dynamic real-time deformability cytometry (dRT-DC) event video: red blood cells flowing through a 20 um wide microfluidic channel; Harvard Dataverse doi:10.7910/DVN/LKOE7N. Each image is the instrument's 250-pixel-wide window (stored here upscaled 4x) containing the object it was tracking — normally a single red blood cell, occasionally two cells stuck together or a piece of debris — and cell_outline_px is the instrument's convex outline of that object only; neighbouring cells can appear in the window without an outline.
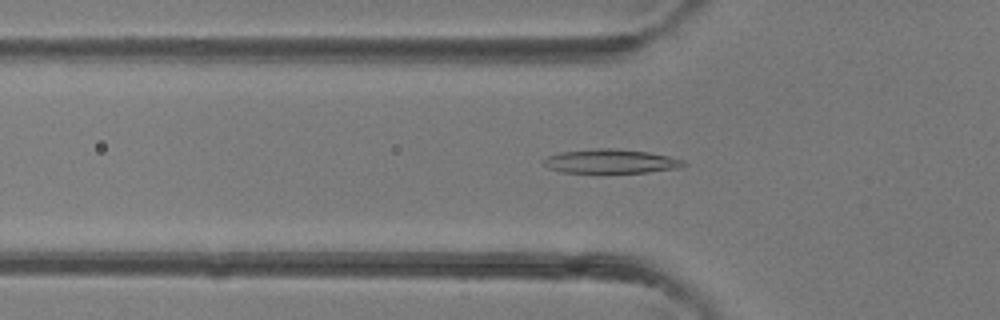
{"species": "common noctule bat (a hibernating species)", "species_latin": "Nyctalus noctula", "temperature_condition": "room temperature", "stored_images_in_passage": 38, "camera_frame_rate_fps": 3000, "um_per_image_px": 0.085, "animal": {"sex": "female"}, "frame": {"image": 1, "passage_image": 11, "time_ms": 3.333, "image_size_px": [1000, 320], "cell_outline_px": [[688, 164], [680, 168], [648, 172], [560, 172], [548, 168], [540, 160], [548, 156], [560, 152], [600, 148], [612, 148], [648, 152], [668, 156], [684, 160]], "centroid_in_image_um": [51.92, 13.71], "position_along_channel_um": 73.9, "area_um2": 19.59}}
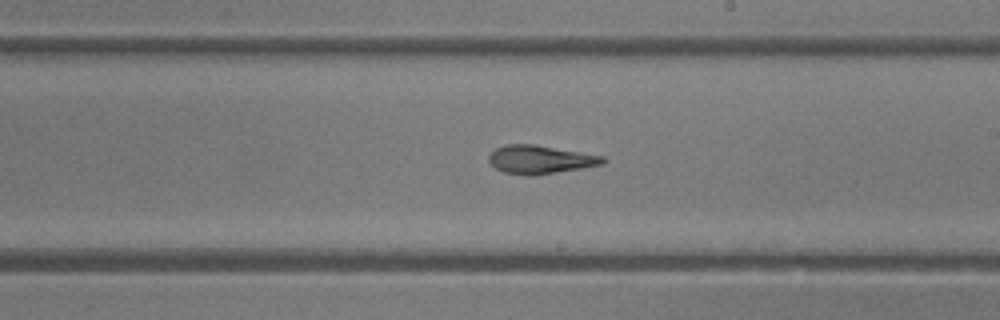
{"frame": {"image": 2, "passage_image": 21, "time_ms": 6.667, "image_size_px": [1000, 320], "cell_outline_px": [[604, 164], [556, 172], [528, 176], [504, 172], [496, 168], [488, 160], [488, 156], [496, 148], [504, 144], [532, 144], [604, 156]], "centroid_in_image_um": [45.88, 13.55], "position_along_channel_um": 243.1, "area_um2": 18.55}}
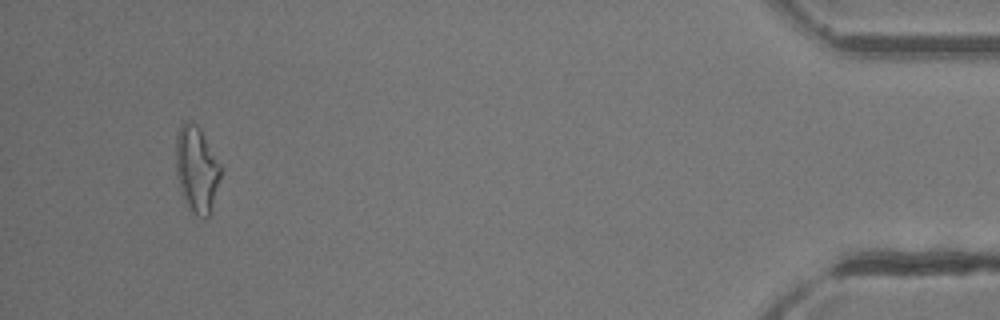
{"frame": {"image": 3, "passage_image": 36, "time_ms": 11.667, "image_size_px": [1000, 320], "cell_outline_px": [[220, 176], [208, 216], [204, 220], [200, 220], [192, 212], [180, 188], [176, 176], [176, 136], [180, 124], [184, 120], [188, 120], [196, 124], [200, 128], [220, 164]], "centroid_in_image_um": [16.68, 14.34], "position_along_channel_um": 418.5, "area_um2": 22.2}}